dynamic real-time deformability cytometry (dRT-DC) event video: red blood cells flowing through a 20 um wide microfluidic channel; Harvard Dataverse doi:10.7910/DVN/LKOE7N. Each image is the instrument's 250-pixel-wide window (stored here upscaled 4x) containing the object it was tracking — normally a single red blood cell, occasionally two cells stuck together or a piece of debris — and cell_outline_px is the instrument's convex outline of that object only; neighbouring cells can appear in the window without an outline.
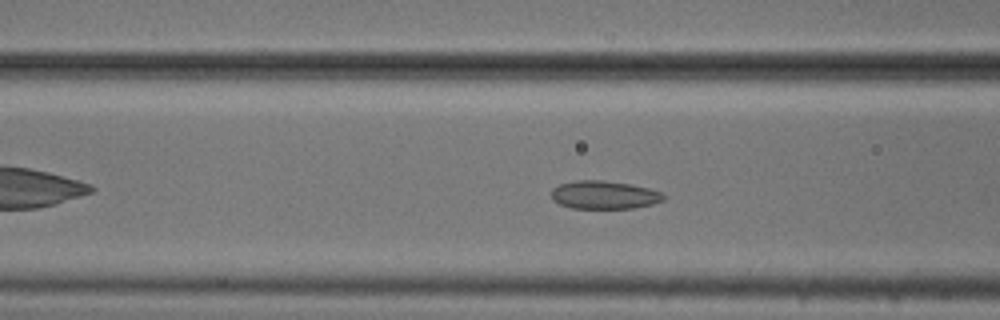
{"species": "common noctule bat (a hibernating species)", "species_latin": "Nyctalus noctula", "temperature_condition": "cold", "stored_images_in_passage": 35, "camera_frame_rate_fps": 3000, "um_per_image_px": 0.085, "animal": {"sex": "male", "body_mass_g": 20.5, "forearm_length_mm": 52.5}, "frame": {"image": 1, "passage_image": 13, "time_ms": 4.0, "image_size_px": [1000, 320], "cell_outline_px": [[664, 200], [652, 204], [632, 208], [572, 208], [560, 204], [552, 200], [552, 188], [560, 184], [576, 180], [604, 180], [632, 184], [648, 188], [660, 192], [664, 196]], "centroid_in_image_um": [51.34, 16.56], "position_along_channel_um": 115.3, "area_um2": 18.38}}
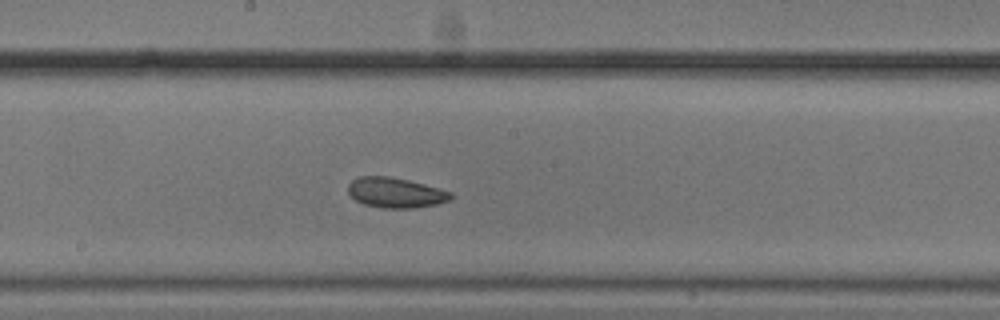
{"frame": {"image": 2, "passage_image": 21, "time_ms": 6.667, "image_size_px": [1000, 320], "cell_outline_px": [[452, 196], [448, 200], [436, 204], [412, 208], [384, 208], [364, 204], [356, 200], [348, 192], [348, 184], [352, 180], [360, 176], [388, 176], [408, 180], [440, 188], [452, 192]], "centroid_in_image_um": [33.61, 16.37], "position_along_channel_um": 214.6, "area_um2": 17.92}}
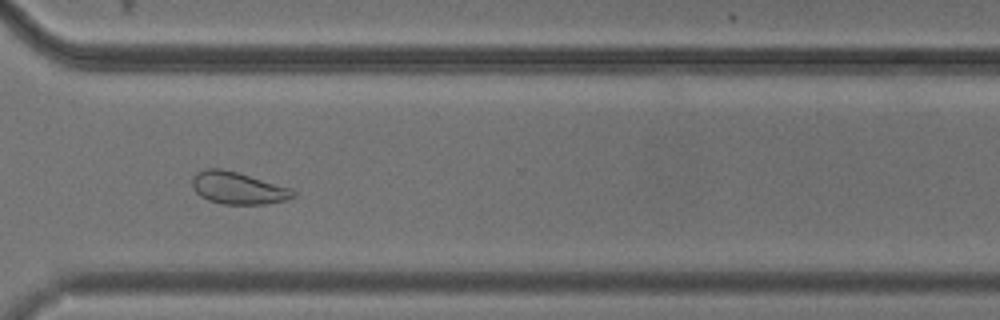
{"frame": {"image": 3, "passage_image": 32, "time_ms": 10.333, "image_size_px": [1000, 320], "cell_outline_px": [[296, 196], [284, 200], [268, 204], [224, 204], [208, 200], [200, 196], [192, 188], [192, 180], [196, 172], [208, 168], [220, 168], [236, 172], [288, 188], [296, 192]], "centroid_in_image_um": [20.18, 15.99], "position_along_channel_um": 350.4, "area_um2": 18.61}, "authors_computed_cell_mechanics": {"area_um2": 18.3804, "velocity_mm_per_s": 3.7243, "shape_relaxation_time_tau1_ms": 7.3145, "shape_relaxation_time_tau2_ms": 4.1924, "deformation_change_tau1": 0.1047, "deformation_change_tau2": 0.0797}}